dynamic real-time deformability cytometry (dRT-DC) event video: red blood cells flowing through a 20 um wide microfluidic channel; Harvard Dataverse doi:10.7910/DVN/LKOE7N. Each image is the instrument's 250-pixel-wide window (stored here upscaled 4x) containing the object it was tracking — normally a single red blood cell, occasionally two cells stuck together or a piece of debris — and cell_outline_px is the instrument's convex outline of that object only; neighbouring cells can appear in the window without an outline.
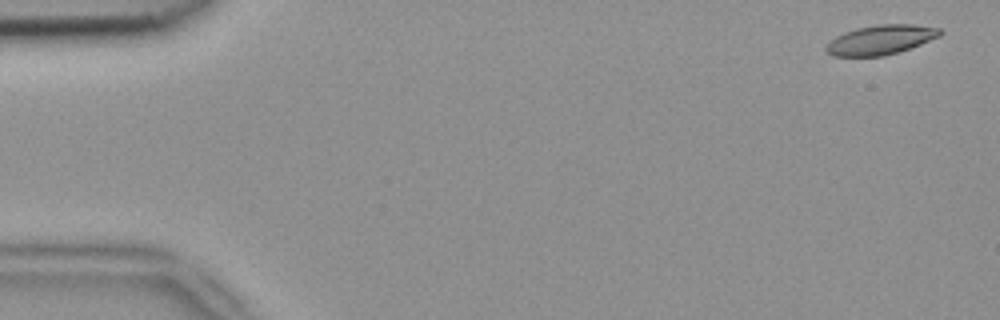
{"species": "common noctule bat (a hibernating species)", "species_latin": "Nyctalus noctula", "temperature_condition": "room temperature", "stored_images_in_passage": 5, "camera_frame_rate_fps": 3000, "um_per_image_px": 0.085, "animal": {"sex": "female", "body_mass_g": 18.4}, "frame": {"image": 1, "passage_image": 1, "time_ms": 0.0, "image_size_px": [1000, 320], "cell_outline_px": [[944, 32], [940, 36], [900, 52], [884, 56], [832, 56], [824, 52], [824, 48], [836, 36], [844, 32], [856, 28], [876, 24], [912, 24], [940, 28]], "centroid_in_image_um": [74.85, 3.38], "position_along_channel_um": 10.1, "area_um2": 19.77}}
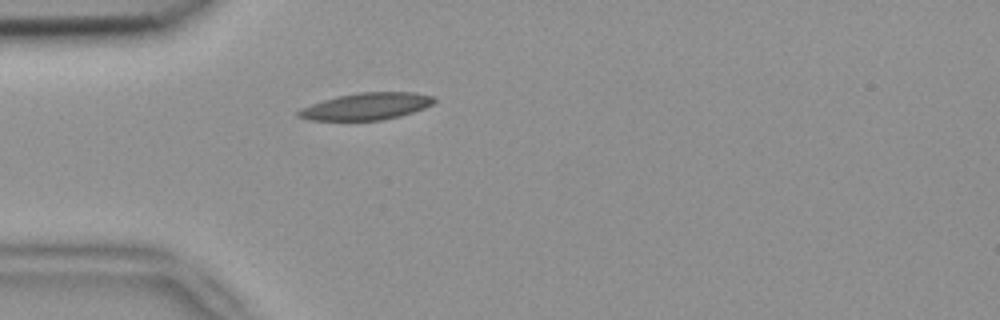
{"frame": {"image": 2, "passage_image": 5, "time_ms": 1.333, "image_size_px": [1000, 320], "cell_outline_px": [[436, 100], [432, 104], [424, 108], [400, 116], [380, 120], [308, 120], [296, 116], [296, 112], [300, 108], [336, 96], [356, 92], [416, 92], [436, 96]], "centroid_in_image_um": [31.15, 9.03], "position_along_channel_um": 53.9, "area_um2": 21.44}}